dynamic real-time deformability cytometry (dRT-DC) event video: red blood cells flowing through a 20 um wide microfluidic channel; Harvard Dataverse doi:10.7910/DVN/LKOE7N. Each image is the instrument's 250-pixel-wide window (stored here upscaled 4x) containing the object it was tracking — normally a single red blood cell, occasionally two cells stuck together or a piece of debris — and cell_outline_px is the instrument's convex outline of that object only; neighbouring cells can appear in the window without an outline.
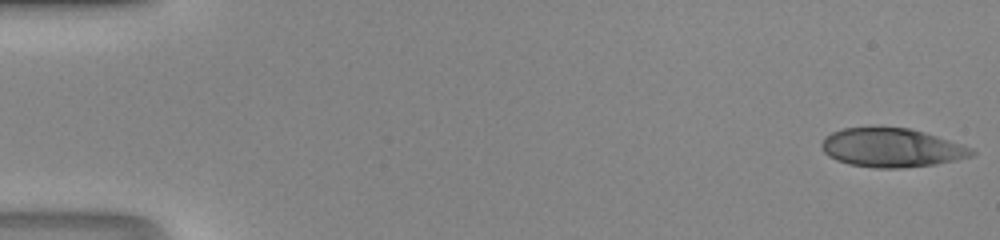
{"species": "human", "species_latin": "Homo sapiens", "temperature_condition": "room temperature", "stored_images_in_passage": 47, "camera_frame_rate_fps": 3000, "um_per_image_px": 0.085, "donor": {"sex": "male"}, "frame": {"image": 1, "passage_image": 1, "time_ms": 0.0, "image_size_px": [1000, 240], "cell_outline_px": [[976, 152], [972, 156], [936, 164], [900, 168], [876, 168], [848, 164], [836, 160], [828, 156], [824, 152], [820, 144], [824, 136], [832, 132], [844, 128], [908, 128], [924, 132], [964, 144], [972, 148]], "centroid_in_image_um": [75.78, 12.56], "position_along_channel_um": 9.2, "area_um2": 33.93}}
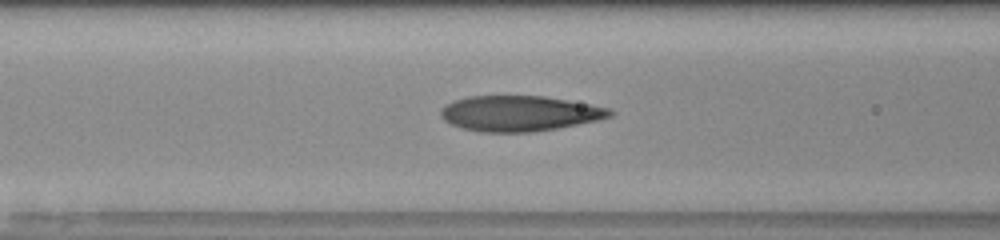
{"frame": {"image": 2, "passage_image": 20, "time_ms": 6.333, "image_size_px": [1000, 240], "cell_outline_px": [[616, 112], [612, 116], [596, 120], [556, 128], [532, 132], [480, 132], [460, 128], [444, 120], [440, 116], [440, 112], [448, 104], [456, 100], [468, 96], [544, 96], [588, 104], [608, 108]], "centroid_in_image_um": [44.14, 9.64], "position_along_channel_um": 122.5, "area_um2": 34.62}}
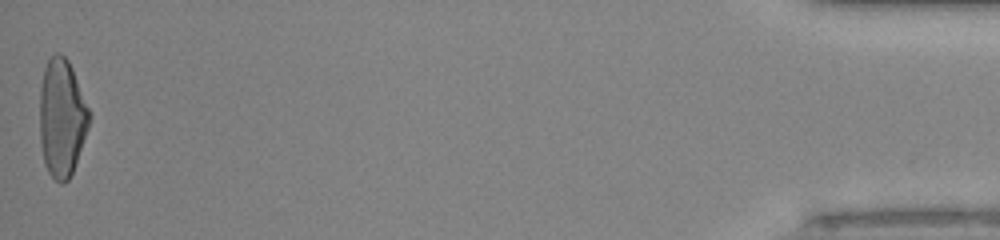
{"frame": {"image": 3, "passage_image": 47, "time_ms": 15.333, "image_size_px": [1000, 240], "cell_outline_px": [[92, 116], [88, 128], [72, 172], [68, 180], [64, 184], [60, 184], [48, 172], [44, 164], [40, 140], [40, 88], [44, 68], [48, 60], [56, 52], [60, 52], [68, 60], [72, 68]], "centroid_in_image_um": [5.25, 10.01], "position_along_channel_um": 429.9, "area_um2": 33.99}}